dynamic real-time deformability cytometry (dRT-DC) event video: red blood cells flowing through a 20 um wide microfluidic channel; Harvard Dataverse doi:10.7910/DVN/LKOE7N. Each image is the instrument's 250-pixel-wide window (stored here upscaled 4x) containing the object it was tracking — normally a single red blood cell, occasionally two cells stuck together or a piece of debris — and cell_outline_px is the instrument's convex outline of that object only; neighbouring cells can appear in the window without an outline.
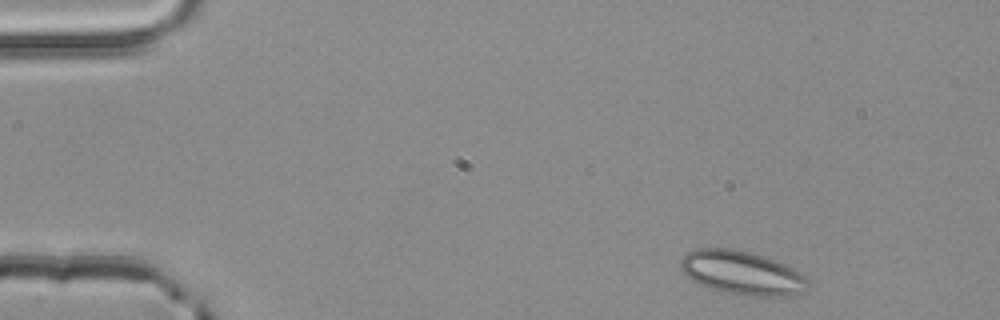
{"species": "common noctule bat (a hibernating species)", "species_latin": "Nyctalus noctula", "temperature_condition": "room temperature", "stored_images_in_passage": 4, "segment_of_instrument_passage": [1, 2], "camera_frame_rate_fps": 3000, "um_per_image_px": 0.085, "animal": {"sex": "male", "body_mass_g": 20.4}, "frame": {"image": 1, "passage_image": 1, "time_ms": 0.0, "image_size_px": [1000, 320], "cell_outline_px": [[808, 288], [804, 292], [788, 296], [752, 296], [724, 292], [708, 288], [684, 276], [680, 268], [680, 260], [692, 248], [732, 248], [764, 256], [776, 260], [800, 272], [808, 280]], "centroid_in_image_um": [63.05, 23.19], "position_along_channel_um": 22.0, "area_um2": 32.71}}